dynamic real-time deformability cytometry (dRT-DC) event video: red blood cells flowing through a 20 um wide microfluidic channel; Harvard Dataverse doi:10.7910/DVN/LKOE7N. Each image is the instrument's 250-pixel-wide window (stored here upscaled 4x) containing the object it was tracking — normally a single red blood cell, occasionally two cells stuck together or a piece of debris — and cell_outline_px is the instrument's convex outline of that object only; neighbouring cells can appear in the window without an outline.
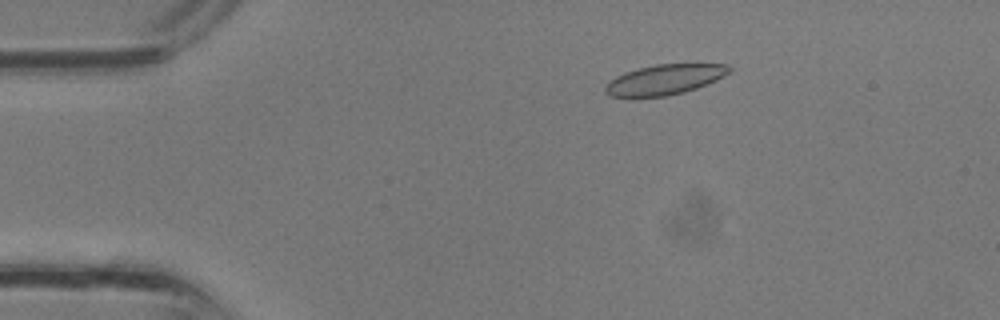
{"species": "common noctule bat (a hibernating species)", "species_latin": "Nyctalus noctula", "temperature_condition": "room temperature", "stored_images_in_passage": 37, "camera_frame_rate_fps": 3000, "um_per_image_px": 0.085, "animal": {"sex": "male", "body_mass_g": 13.3}, "frame": {"image": 1, "passage_image": 7, "time_ms": 2.0, "image_size_px": [1000, 320], "cell_outline_px": [[732, 72], [716, 80], [696, 88], [684, 92], [664, 96], [608, 96], [604, 92], [604, 88], [608, 80], [624, 72], [656, 64], [728, 64], [732, 68]], "centroid_in_image_um": [56.49, 6.75], "position_along_channel_um": 28.5, "area_um2": 21.73}}
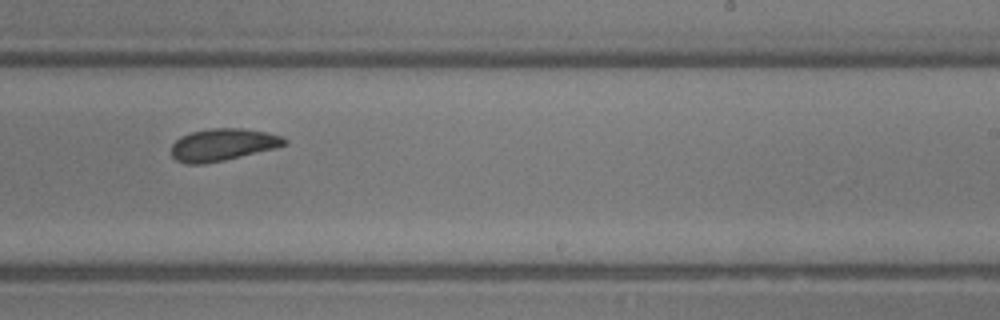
{"frame": {"image": 2, "passage_image": 23, "time_ms": 7.333, "image_size_px": [1000, 320], "cell_outline_px": [[288, 144], [276, 148], [224, 160], [204, 164], [184, 164], [176, 160], [172, 156], [172, 144], [180, 136], [192, 132], [208, 128], [240, 128], [268, 132], [284, 136], [288, 140]], "centroid_in_image_um": [18.96, 12.29], "position_along_channel_um": 270.0, "area_um2": 21.44}}
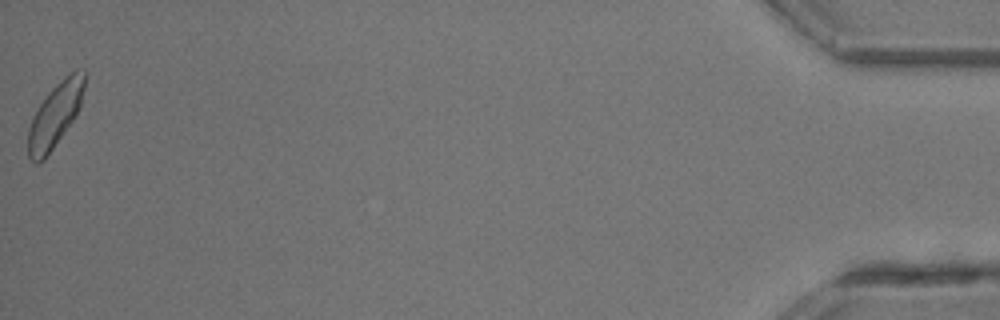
{"frame": {"image": 3, "passage_image": 37, "time_ms": 12.0, "image_size_px": [1000, 320], "cell_outline_px": [[84, 88], [80, 108], [72, 120], [44, 160], [36, 164], [28, 156], [28, 128], [32, 116], [48, 92], [64, 76], [76, 68], [84, 68]], "centroid_in_image_um": [4.68, 9.75], "position_along_channel_um": 430.5, "area_um2": 20.92}}